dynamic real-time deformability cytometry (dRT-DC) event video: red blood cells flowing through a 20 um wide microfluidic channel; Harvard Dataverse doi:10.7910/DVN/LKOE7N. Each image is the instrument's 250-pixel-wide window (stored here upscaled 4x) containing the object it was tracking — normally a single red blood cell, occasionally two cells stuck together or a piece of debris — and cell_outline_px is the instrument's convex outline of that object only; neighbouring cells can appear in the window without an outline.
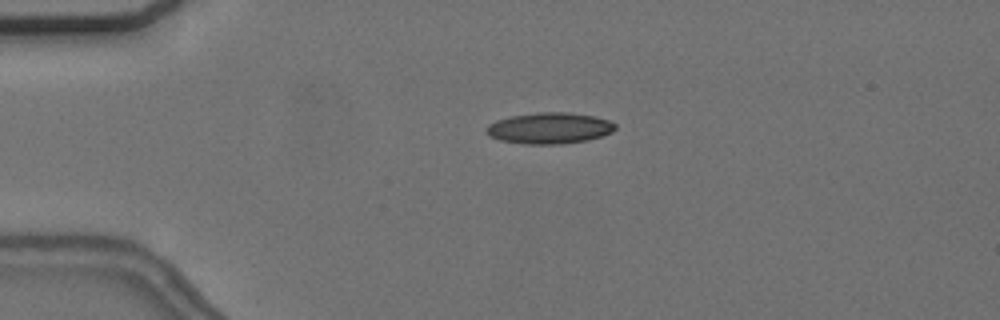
{"species": "common noctule bat (a hibernating species)", "species_latin": "Nyctalus noctula", "temperature_condition": "cold", "stored_images_in_passage": 36, "camera_frame_rate_fps": 3000, "um_per_image_px": 0.085, "animal": {"sex": "female", "body_mass_g": 24.6, "forearm_length_mm": 56.2}, "frame": {"image": 1, "passage_image": 1, "time_ms": 0.0, "image_size_px": [1000, 320], "cell_outline_px": [[616, 128], [612, 132], [588, 140], [564, 144], [524, 144], [500, 140], [488, 136], [484, 132], [484, 128], [488, 124], [496, 120], [512, 116], [536, 112], [568, 112], [592, 116], [608, 120], [616, 124]], "centroid_in_image_um": [46.65, 10.9], "position_along_channel_um": 38.3, "area_um2": 23.58}}
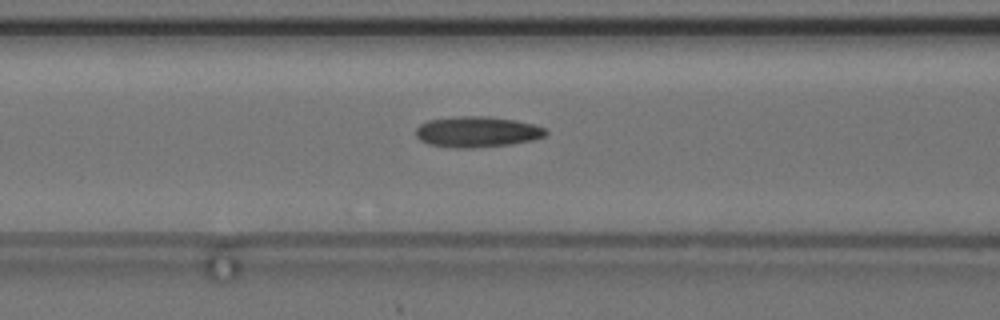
{"frame": {"image": 2, "passage_image": 11, "time_ms": 3.333, "image_size_px": [1000, 320], "cell_outline_px": [[548, 132], [544, 136], [532, 140], [512, 144], [472, 148], [456, 148], [428, 144], [420, 140], [416, 136], [416, 128], [420, 124], [428, 120], [460, 116], [488, 116], [516, 120], [532, 124], [544, 128]], "centroid_in_image_um": [40.54, 11.21], "position_along_channel_um": 126.1, "area_um2": 23.29}, "authors_computed_cell_mechanics": {"area_um2": 22.4842, "velocity_mm_per_s": 3.6924, "shape_relaxation_time_tau1_ms": null, "shape_relaxation_time_tau2_ms": 3.9122, "deformation_change_tau1": null, "deformation_change_tau2": 0.1443}}